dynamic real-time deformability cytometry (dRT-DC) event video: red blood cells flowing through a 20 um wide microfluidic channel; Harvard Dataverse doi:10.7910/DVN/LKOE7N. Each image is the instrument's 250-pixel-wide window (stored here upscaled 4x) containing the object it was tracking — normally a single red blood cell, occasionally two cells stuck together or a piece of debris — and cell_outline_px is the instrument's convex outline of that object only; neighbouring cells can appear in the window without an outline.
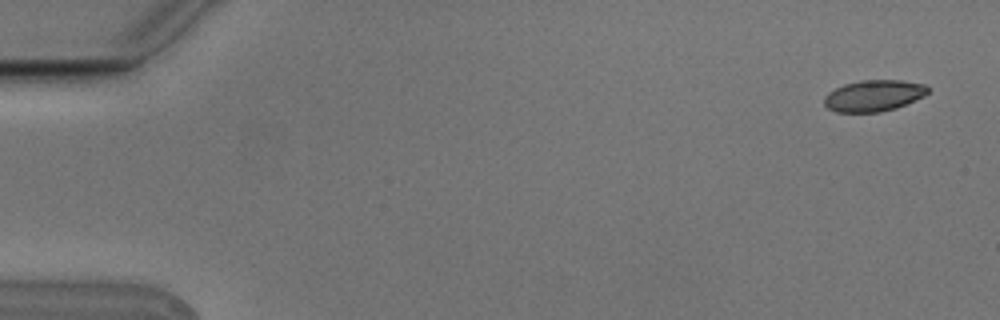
{"species": "Egyptian fruit bat (a non-hibernating species)", "species_latin": "Rousettus aegyptiacus", "temperature_condition": "cold", "stored_images_in_passage": 5, "camera_frame_rate_fps": 3000, "um_per_image_px": 0.085, "animal": {"sex": "male"}, "frame": {"image": 1, "passage_image": 1, "time_ms": 0.0, "image_size_px": [1000, 320], "cell_outline_px": [[928, 92], [924, 96], [896, 108], [880, 112], [836, 112], [828, 108], [824, 104], [824, 96], [828, 92], [844, 84], [860, 80], [900, 80], [924, 84], [928, 88]], "centroid_in_image_um": [74.24, 8.13], "position_along_channel_um": 10.8, "area_um2": 18.9}}
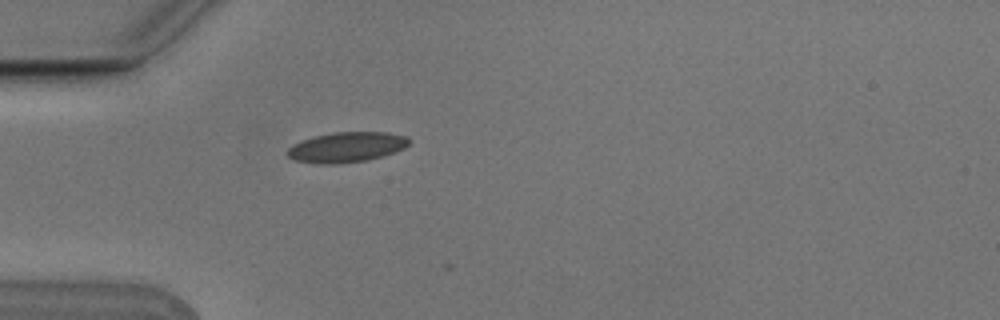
{"frame": {"image": 2, "passage_image": 5, "time_ms": 1.333, "image_size_px": [1000, 320], "cell_outline_px": [[408, 144], [404, 148], [396, 152], [384, 156], [368, 160], [336, 164], [320, 164], [296, 160], [288, 156], [284, 152], [292, 144], [316, 136], [332, 132], [388, 132], [408, 136]], "centroid_in_image_um": [29.47, 12.51], "position_along_channel_um": 55.5, "area_um2": 21.5}}